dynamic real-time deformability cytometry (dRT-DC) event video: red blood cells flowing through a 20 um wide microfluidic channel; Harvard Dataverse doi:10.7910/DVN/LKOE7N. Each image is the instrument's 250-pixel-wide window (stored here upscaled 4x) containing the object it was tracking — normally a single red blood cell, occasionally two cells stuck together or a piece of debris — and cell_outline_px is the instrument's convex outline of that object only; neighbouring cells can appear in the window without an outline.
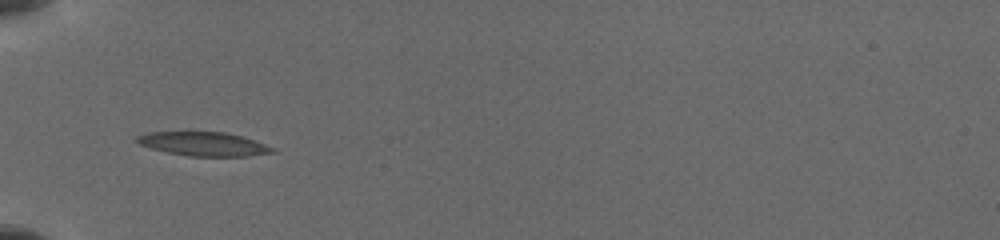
{"species": "common noctule bat (a hibernating species)", "species_latin": "Nyctalus noctula", "temperature_condition": "cold", "stored_images_in_passage": 33, "camera_frame_rate_fps": 3000, "um_per_image_px": 0.085, "animal": {"sex": "female", "body_mass_g": 19.5, "forearm_length_mm": 54.1}, "frame": {"image": 1, "passage_image": 1, "time_ms": 0.0, "image_size_px": [1000, 240], "cell_outline_px": [[276, 152], [248, 156], [188, 156], [168, 152], [152, 148], [140, 144], [132, 140], [136, 136], [152, 132], [224, 132], [240, 136], [276, 148]], "centroid_in_image_um": [17.29, 12.24], "position_along_channel_um": 67.7, "area_um2": 18.67}}
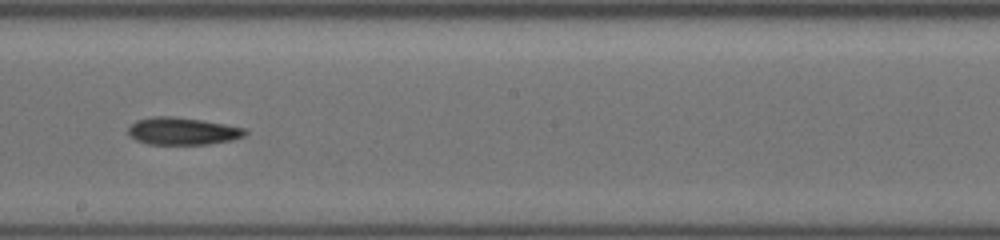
{"frame": {"image": 2, "passage_image": 17, "time_ms": 4.333, "image_size_px": [1000, 240], "cell_outline_px": [[248, 132], [244, 136], [232, 140], [208, 144], [148, 144], [136, 140], [128, 132], [128, 128], [136, 120], [156, 116], [172, 116], [200, 120], [224, 124], [244, 128]], "centroid_in_image_um": [15.52, 11.15], "position_along_channel_um": 232.7, "area_um2": 18.44}}
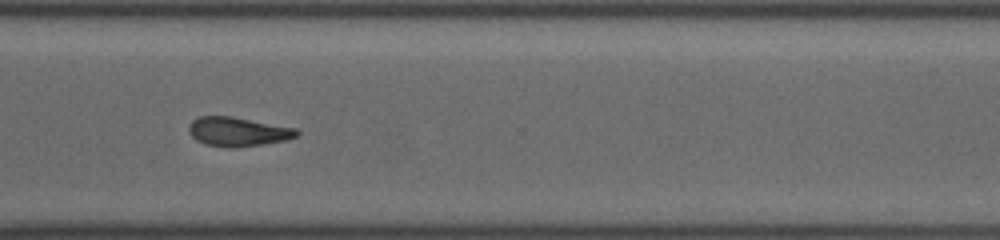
{"frame": {"image": 3, "passage_image": 32, "time_ms": 7.333, "image_size_px": [1000, 240], "cell_outline_px": [[300, 132], [296, 136], [288, 140], [260, 144], [228, 148], [204, 144], [196, 140], [188, 132], [188, 124], [192, 120], [200, 116], [232, 116], [296, 128]], "centroid_in_image_um": [20.19, 11.18], "position_along_channel_um": 350.4, "area_um2": 18.38}}